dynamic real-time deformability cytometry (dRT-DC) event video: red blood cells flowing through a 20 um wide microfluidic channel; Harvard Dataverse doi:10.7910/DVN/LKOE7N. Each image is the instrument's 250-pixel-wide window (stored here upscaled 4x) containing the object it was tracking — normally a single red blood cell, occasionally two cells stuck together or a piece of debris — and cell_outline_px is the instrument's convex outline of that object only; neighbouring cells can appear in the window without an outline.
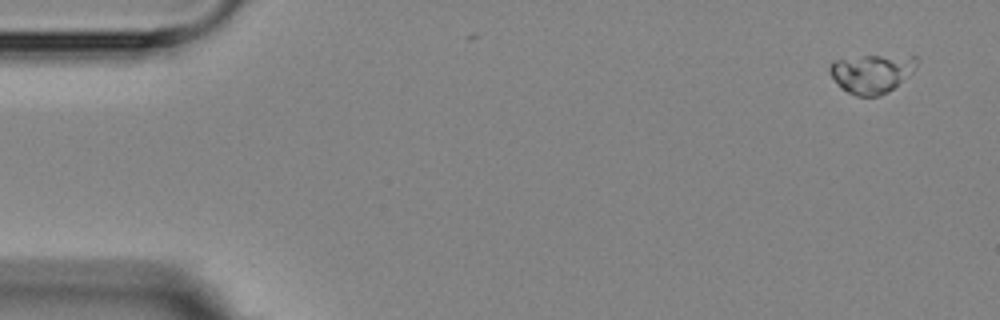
{"species": "Egyptian fruit bat (a non-hibernating species)", "species_latin": "Rousettus aegyptiacus", "temperature_condition": "room temperature", "stored_images_in_passage": 5, "segment_of_instrument_passage": [1, 2], "camera_frame_rate_fps": 3000, "um_per_image_px": 0.085, "animal": {"sex": "female"}, "frame": {"image": 1, "passage_image": 1, "time_ms": 0.0, "image_size_px": [1000, 320], "cell_outline_px": [[920, 60], [916, 68], [912, 72], [888, 92], [880, 96], [856, 96], [840, 88], [828, 72], [828, 68], [832, 60], [864, 56], [916, 56]], "centroid_in_image_um": [74.08, 6.24], "position_along_channel_um": 10.9, "area_um2": 19.77}}